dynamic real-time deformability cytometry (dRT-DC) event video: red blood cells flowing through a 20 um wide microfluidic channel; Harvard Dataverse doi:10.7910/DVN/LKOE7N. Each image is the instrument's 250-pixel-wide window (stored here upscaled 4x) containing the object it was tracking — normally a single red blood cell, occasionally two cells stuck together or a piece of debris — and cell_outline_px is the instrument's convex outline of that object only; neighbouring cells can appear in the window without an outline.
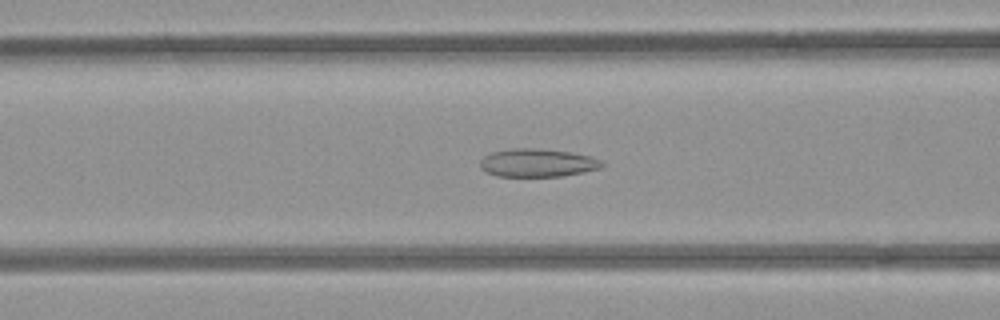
{"species": "common noctule bat (a hibernating species)", "species_latin": "Nyctalus noctula", "temperature_condition": "room temperature", "stored_images_in_passage": 52, "camera_frame_rate_fps": 3000, "um_per_image_px": 0.085, "animal": {"sex": "female", "body_mass_g": 21.9}, "frame": {"image": 1, "passage_image": 20, "time_ms": 6.333, "image_size_px": [1000, 320], "cell_outline_px": [[604, 164], [600, 168], [560, 176], [496, 176], [480, 168], [480, 160], [484, 156], [492, 152], [512, 148], [532, 148], [568, 152], [588, 156], [600, 160]], "centroid_in_image_um": [45.62, 13.84], "position_along_channel_um": 121.0, "area_um2": 19.59}}
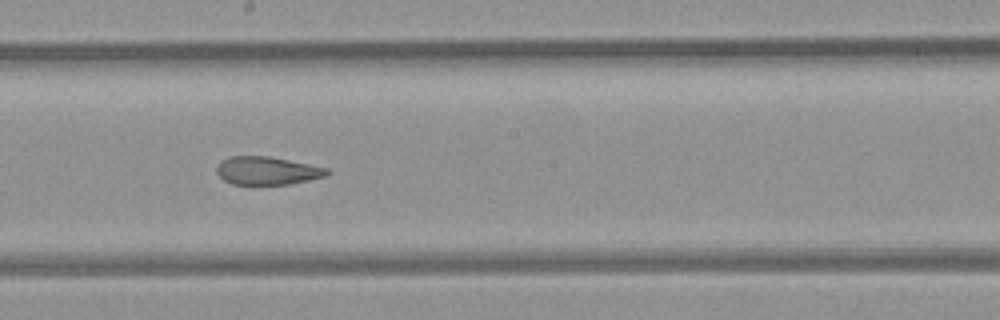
{"frame": {"image": 2, "passage_image": 28, "time_ms": 9.0, "image_size_px": [1000, 320], "cell_outline_px": [[332, 172], [324, 176], [308, 180], [288, 184], [232, 184], [224, 180], [216, 172], [216, 168], [220, 160], [232, 156], [268, 156], [328, 168]], "centroid_in_image_um": [22.68, 14.5], "position_along_channel_um": 225.5, "area_um2": 17.92}}
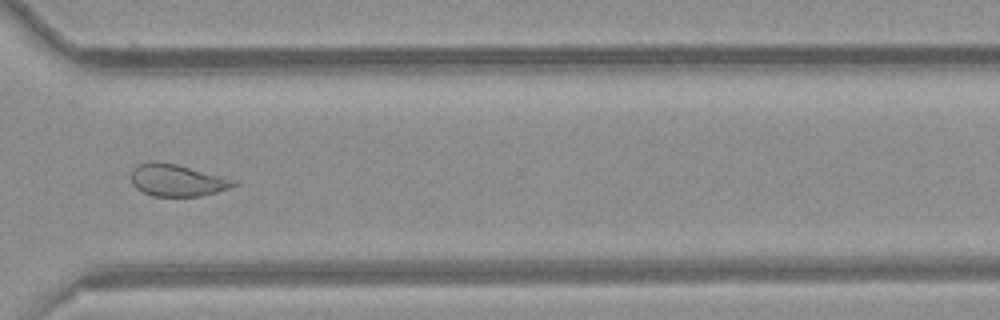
{"frame": {"image": 3, "passage_image": 38, "time_ms": 12.333, "image_size_px": [1000, 320], "cell_outline_px": [[240, 184], [216, 192], [200, 196], [152, 196], [136, 188], [132, 184], [132, 172], [140, 164], [152, 160], [156, 160], [176, 164], [240, 180]], "centroid_in_image_um": [15.12, 15.32], "position_along_channel_um": 355.5, "area_um2": 19.25}, "authors_computed_cell_mechanics": {"area_um2": 21.9062, "velocity_mm_per_s": 3.9118, "shape_relaxation_time_tau1_ms": null, "shape_relaxation_time_tau2_ms": 1.7937, "deformation_change_tau1": null, "deformation_change_tau2": 0.0875}}